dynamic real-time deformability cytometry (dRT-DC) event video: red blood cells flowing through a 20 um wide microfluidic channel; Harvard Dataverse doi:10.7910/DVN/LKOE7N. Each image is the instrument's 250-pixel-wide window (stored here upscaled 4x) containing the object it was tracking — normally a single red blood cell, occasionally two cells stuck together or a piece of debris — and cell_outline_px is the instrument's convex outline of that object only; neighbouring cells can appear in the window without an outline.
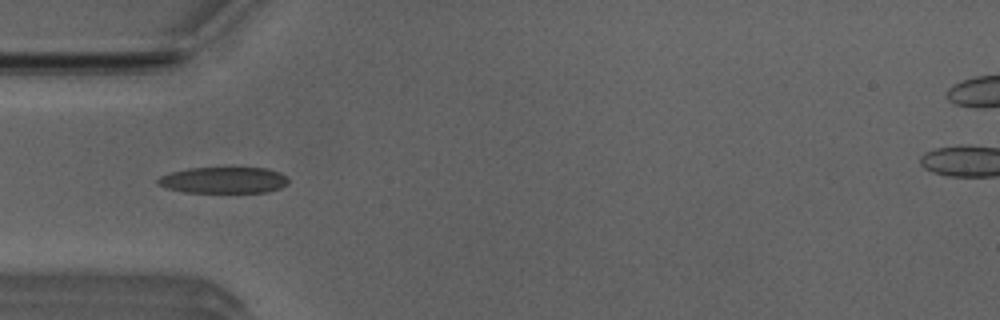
{"species": "Egyptian fruit bat (a non-hibernating species)", "species_latin": "Rousettus aegyptiacus", "temperature_condition": "room temperature", "stored_images_in_passage": 44, "camera_frame_rate_fps": 3000, "um_per_image_px": 0.085, "animal": {"sex": "male"}, "frame": {"image": 1, "passage_image": 11, "time_ms": 3.333, "image_size_px": [1000, 320], "cell_outline_px": [[288, 184], [280, 188], [268, 192], [184, 192], [164, 188], [156, 184], [156, 180], [160, 176], [172, 172], [188, 168], [264, 168], [280, 172], [288, 176]], "centroid_in_image_um": [19.0, 15.31], "position_along_channel_um": 66.0, "area_um2": 20.11}}
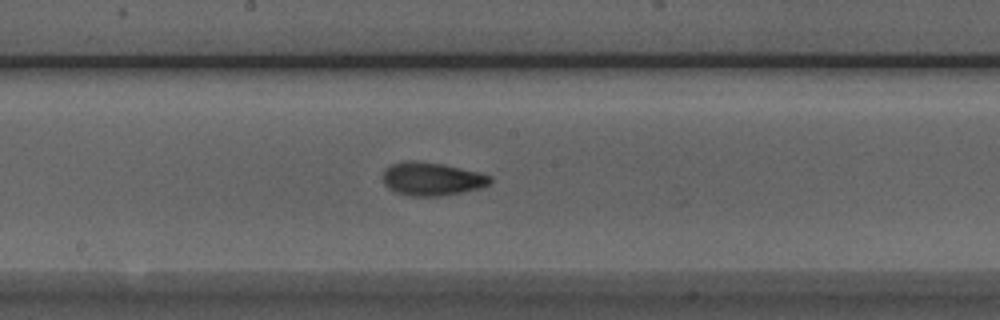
{"frame": {"image": 2, "passage_image": 22, "time_ms": 7.0, "image_size_px": [1000, 320], "cell_outline_px": [[492, 180], [488, 184], [480, 188], [440, 196], [412, 196], [396, 192], [388, 188], [384, 184], [384, 168], [392, 164], [404, 160], [412, 160], [440, 164], [476, 172], [492, 176]], "centroid_in_image_um": [36.66, 15.21], "position_along_channel_um": 211.5, "area_um2": 20.46}}
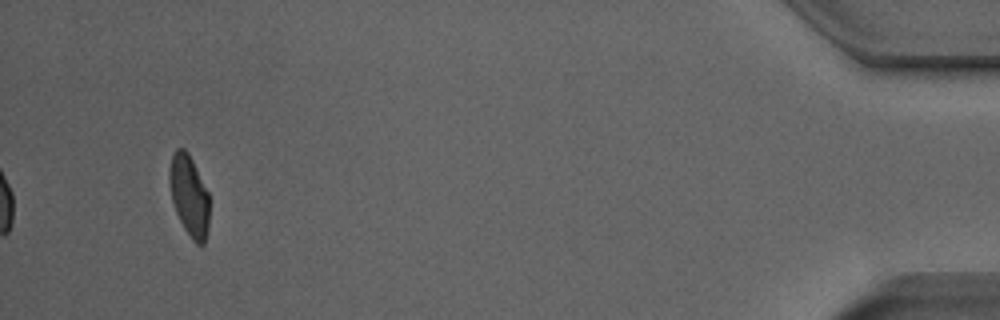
{"frame": {"image": 3, "passage_image": 44, "time_ms": 14.333, "image_size_px": [1000, 320], "cell_outline_px": [[208, 228], [204, 244], [196, 244], [192, 240], [184, 228], [176, 212], [172, 200], [168, 180], [168, 168], [172, 156], [176, 148], [184, 148], [188, 152], [208, 192]], "centroid_in_image_um": [16.05, 16.61], "position_along_channel_um": 419.1, "area_um2": 18.79}, "authors_computed_cell_mechanics": {"area_um2": 19.7387, "velocity_mm_per_s": 3.9602, "shape_relaxation_time_tau1_ms": 5.1321, "shape_relaxation_time_tau2_ms": 1.9648, "deformation_change_tau1": 0.1655, "deformation_change_tau2": 0.0855}}